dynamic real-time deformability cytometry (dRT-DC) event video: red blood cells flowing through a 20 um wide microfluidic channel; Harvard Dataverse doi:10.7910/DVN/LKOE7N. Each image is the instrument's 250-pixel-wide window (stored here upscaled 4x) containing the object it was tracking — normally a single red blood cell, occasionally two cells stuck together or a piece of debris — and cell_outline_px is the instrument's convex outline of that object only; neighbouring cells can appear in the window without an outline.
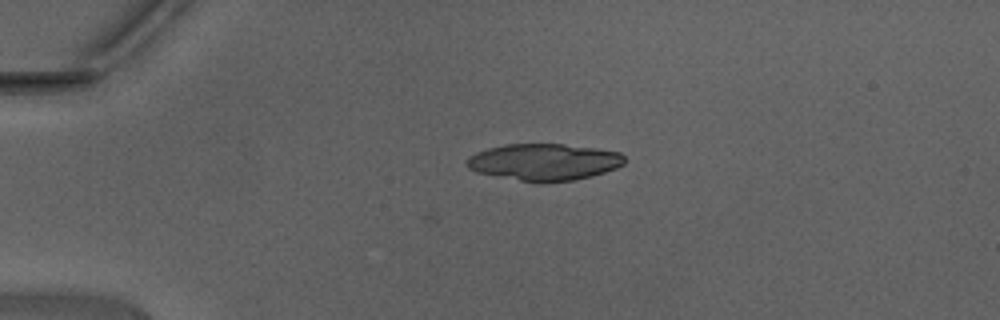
{"species": "Egyptian fruit bat (a non-hibernating species)", "species_latin": "Rousettus aegyptiacus", "temperature_condition": "warm", "stored_images_in_passage": 3, "camera_frame_rate_fps": 3000, "um_per_image_px": 0.085, "animal": {"sex": "male"}, "frame": {"image": 1, "passage_image": 1, "time_ms": 0.0, "image_size_px": [1000, 320], "cell_outline_px": [[624, 164], [616, 168], [592, 176], [572, 180], [544, 184], [520, 180], [476, 172], [468, 168], [464, 164], [476, 152], [488, 148], [504, 144], [564, 144], [596, 148], [620, 152], [624, 156]], "centroid_in_image_um": [46.26, 13.77], "position_along_channel_um": 38.7, "area_um2": 33.87}}